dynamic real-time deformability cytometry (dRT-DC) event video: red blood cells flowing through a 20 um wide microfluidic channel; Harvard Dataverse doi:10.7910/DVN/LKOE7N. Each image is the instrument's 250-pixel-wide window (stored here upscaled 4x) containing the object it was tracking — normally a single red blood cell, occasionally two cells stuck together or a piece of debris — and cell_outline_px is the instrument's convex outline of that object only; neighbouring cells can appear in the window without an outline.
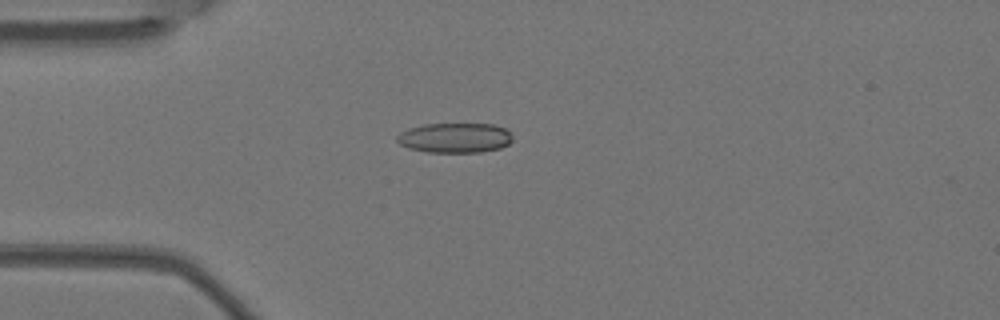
{"species": "Egyptian fruit bat (a non-hibernating species)", "species_latin": "Rousettus aegyptiacus", "temperature_condition": "warm", "stored_images_in_passage": 5, "camera_frame_rate_fps": 3000, "um_per_image_px": 0.085, "animal": {"sex": "female"}, "frame": {"image": 1, "passage_image": 4, "time_ms": 1.0, "image_size_px": [1000, 320], "cell_outline_px": [[512, 140], [508, 144], [500, 148], [480, 152], [428, 152], [408, 148], [400, 144], [396, 140], [396, 136], [400, 132], [408, 128], [424, 124], [492, 124], [504, 128], [512, 136]], "centroid_in_image_um": [38.63, 11.71], "position_along_channel_um": 46.4, "area_um2": 20.11}}